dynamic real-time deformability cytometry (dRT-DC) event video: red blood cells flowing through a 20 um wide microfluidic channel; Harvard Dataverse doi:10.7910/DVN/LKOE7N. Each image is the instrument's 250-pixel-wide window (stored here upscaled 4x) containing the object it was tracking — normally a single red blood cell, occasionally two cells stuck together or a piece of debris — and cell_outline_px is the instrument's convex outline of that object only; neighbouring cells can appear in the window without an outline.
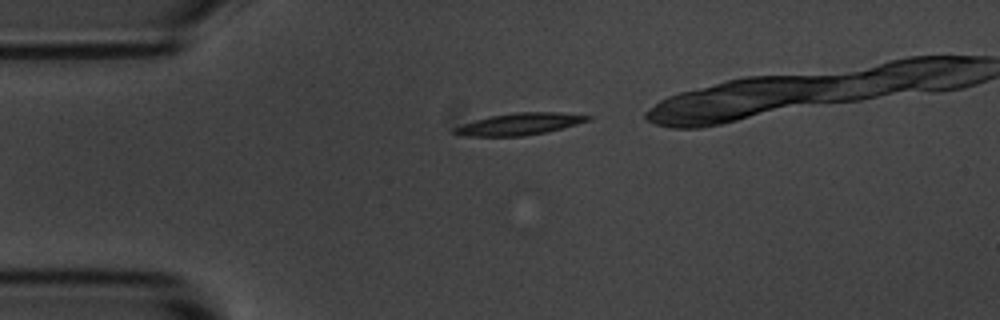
{"species": "common noctule bat (a hibernating species)", "species_latin": "Nyctalus noctula", "temperature_condition": "room temperature", "stored_images_in_passage": 3, "camera_frame_rate_fps": 3000, "um_per_image_px": 0.085, "animal": {"sex": "male", "body_mass_g": 20.1, "forearm_length_mm": 53.5}, "frame": {"image": 1, "passage_image": 1, "time_ms": 0.0, "image_size_px": [1000, 320], "cell_outline_px": [[592, 120], [544, 132], [524, 136], [460, 136], [452, 132], [452, 128], [488, 116], [516, 112], [556, 112], [592, 116]], "centroid_in_image_um": [44.13, 10.54], "position_along_channel_um": 40.9, "area_um2": 16.88}}